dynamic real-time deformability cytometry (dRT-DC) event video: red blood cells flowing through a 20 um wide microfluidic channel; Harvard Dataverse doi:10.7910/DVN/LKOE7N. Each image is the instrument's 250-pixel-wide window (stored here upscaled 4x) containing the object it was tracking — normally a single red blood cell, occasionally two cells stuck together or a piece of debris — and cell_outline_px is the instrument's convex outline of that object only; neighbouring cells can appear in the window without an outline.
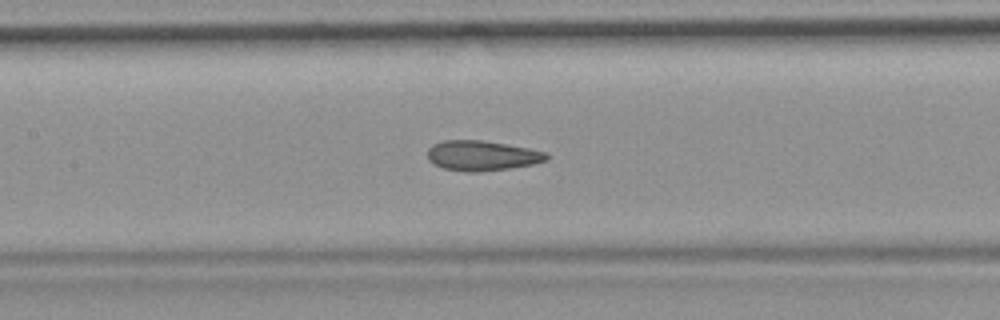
{"species": "common noctule bat (a hibernating species)", "species_latin": "Nyctalus noctula", "temperature_condition": "room temperature", "stored_images_in_passage": 54, "camera_frame_rate_fps": 3000, "um_per_image_px": 0.085, "animal": {"sex": "female", "body_mass_g": 19.9}, "frame": {"image": 1, "passage_image": 24, "time_ms": 7.667, "image_size_px": [1000, 320], "cell_outline_px": [[548, 160], [532, 164], [508, 168], [480, 172], [468, 172], [444, 168], [428, 160], [428, 148], [432, 144], [444, 140], [480, 140], [528, 148], [548, 152]], "centroid_in_image_um": [40.97, 13.22], "position_along_channel_um": 166.4, "area_um2": 20.69}}
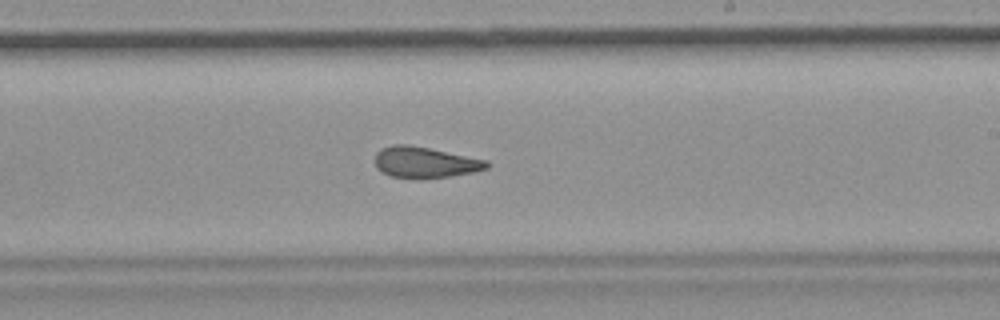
{"frame": {"image": 2, "passage_image": 31, "time_ms": 10.0, "image_size_px": [1000, 320], "cell_outline_px": [[492, 164], [488, 168], [476, 172], [452, 176], [392, 176], [376, 168], [376, 152], [392, 144], [408, 144], [488, 160]], "centroid_in_image_um": [36.2, 13.76], "position_along_channel_um": 252.8, "area_um2": 19.59}, "authors_computed_cell_mechanics": {"area_um2": 21.2993, "velocity_mm_per_s": 3.7254, "shape_relaxation_time_tau1_ms": null, "shape_relaxation_time_tau2_ms": 2.5331, "deformation_change_tau1": null, "deformation_change_tau2": 0.0937}}